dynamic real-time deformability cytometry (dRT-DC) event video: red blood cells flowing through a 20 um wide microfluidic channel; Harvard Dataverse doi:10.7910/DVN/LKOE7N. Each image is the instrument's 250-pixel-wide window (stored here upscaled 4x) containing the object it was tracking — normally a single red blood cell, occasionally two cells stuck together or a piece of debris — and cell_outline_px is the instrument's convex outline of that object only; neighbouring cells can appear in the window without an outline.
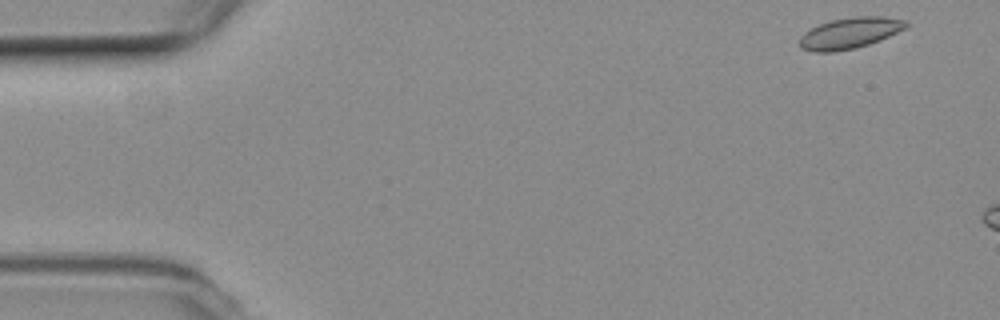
{"species": "common noctule bat (a hibernating species)", "species_latin": "Nyctalus noctula", "temperature_condition": "room temperature", "stored_images_in_passage": 6, "camera_frame_rate_fps": 3000, "um_per_image_px": 0.085, "animal": {"sex": "female", "body_mass_g": 19.3, "forearm_length_mm": 54.1}, "frame": {"image": 1, "passage_image": 1, "time_ms": 0.0, "image_size_px": [1000, 320], "cell_outline_px": [[908, 24], [904, 28], [880, 40], [868, 44], [852, 48], [832, 52], [816, 52], [800, 48], [800, 36], [804, 32], [820, 24], [832, 20], [852, 16], [884, 16], [908, 20]], "centroid_in_image_um": [72.23, 2.79], "position_along_channel_um": 12.8, "area_um2": 19.07}}